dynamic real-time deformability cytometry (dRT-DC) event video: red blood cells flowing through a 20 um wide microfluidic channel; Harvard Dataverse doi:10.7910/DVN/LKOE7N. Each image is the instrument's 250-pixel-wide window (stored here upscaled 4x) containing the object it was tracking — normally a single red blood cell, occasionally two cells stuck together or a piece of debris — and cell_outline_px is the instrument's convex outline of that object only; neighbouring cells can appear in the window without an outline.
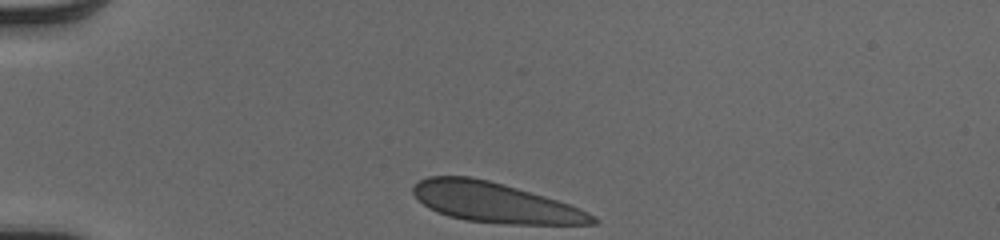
{"species": "human", "species_latin": "Homo sapiens", "temperature_condition": "cold", "stored_images_in_passage": 32, "camera_frame_rate_fps": 3000, "um_per_image_px": 0.085, "donor": {"sex": "male"}, "frame": {"image": 1, "passage_image": 1, "time_ms": 0.0, "image_size_px": [1000, 240], "cell_outline_px": [[600, 220], [596, 224], [504, 224], [464, 220], [448, 216], [436, 212], [428, 208], [412, 192], [412, 184], [428, 176], [472, 176], [504, 184], [544, 196], [568, 204], [588, 212], [596, 216]], "centroid_in_image_um": [42.04, 17.22], "position_along_channel_um": 43.0, "area_um2": 41.79}}
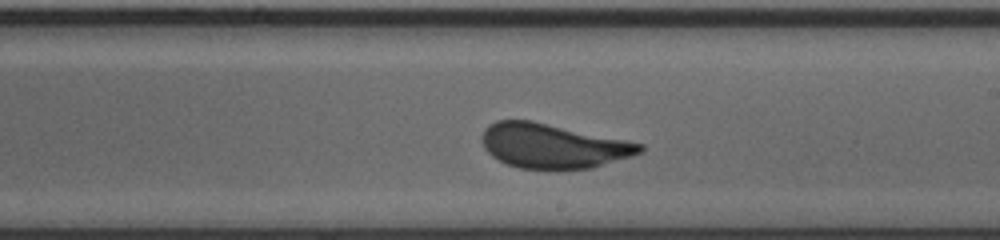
{"frame": {"image": 2, "passage_image": 19, "time_ms": 6.0, "image_size_px": [1000, 240], "cell_outline_px": [[644, 152], [632, 156], [592, 168], [560, 172], [548, 172], [520, 168], [508, 164], [492, 156], [484, 148], [480, 136], [484, 128], [488, 124], [496, 120], [532, 120], [644, 144]], "centroid_in_image_um": [46.99, 12.44], "position_along_channel_um": 242.0, "area_um2": 42.02}}
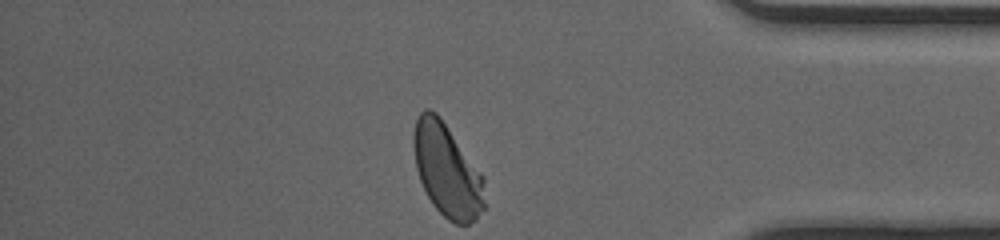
{"frame": {"image": 3, "passage_image": 32, "time_ms": 10.333, "image_size_px": [1000, 240], "cell_outline_px": [[484, 208], [476, 220], [468, 224], [456, 224], [448, 220], [432, 204], [420, 180], [416, 168], [412, 144], [412, 132], [416, 116], [424, 108], [428, 108], [436, 112], [440, 116], [484, 176]], "centroid_in_image_um": [37.98, 14.44], "position_along_channel_um": 397.2, "area_um2": 38.9}, "authors_computed_cell_mechanics": {"area_um2": 41.616, "velocity_mm_per_s": 4.055, "shape_relaxation_time_tau1_ms": 3.7614, "shape_relaxation_time_tau2_ms": null, "deformation_change_tau1": 0.1367, "deformation_change_tau2": null}}